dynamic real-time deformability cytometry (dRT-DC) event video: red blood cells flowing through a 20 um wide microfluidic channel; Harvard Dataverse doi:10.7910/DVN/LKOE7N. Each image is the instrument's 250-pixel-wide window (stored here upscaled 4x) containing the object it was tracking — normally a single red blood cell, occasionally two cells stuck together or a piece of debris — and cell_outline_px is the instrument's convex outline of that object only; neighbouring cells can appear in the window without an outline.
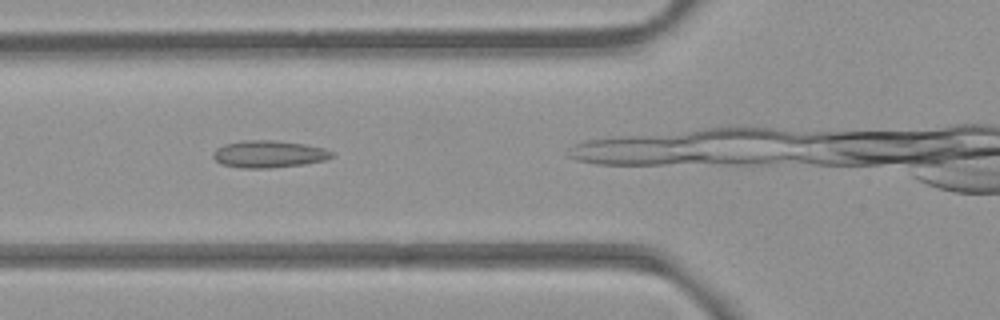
{"species": "common noctule bat (a hibernating species)", "species_latin": "Nyctalus noctula", "temperature_condition": "room temperature", "stored_images_in_passage": 20, "camera_frame_rate_fps": 3000, "um_per_image_px": 0.085, "animal": {"sex": "female", "body_mass_g": 21.9}, "frame": {"image": 1, "passage_image": 4, "time_ms": 1.0, "image_size_px": [1000, 320], "cell_outline_px": [[336, 156], [324, 160], [304, 164], [268, 168], [240, 168], [220, 164], [212, 156], [212, 152], [216, 148], [224, 144], [244, 140], [272, 140], [304, 144], [324, 148], [332, 152]], "centroid_in_image_um": [22.82, 13.1], "position_along_channel_um": 103.0, "area_um2": 18.84}}